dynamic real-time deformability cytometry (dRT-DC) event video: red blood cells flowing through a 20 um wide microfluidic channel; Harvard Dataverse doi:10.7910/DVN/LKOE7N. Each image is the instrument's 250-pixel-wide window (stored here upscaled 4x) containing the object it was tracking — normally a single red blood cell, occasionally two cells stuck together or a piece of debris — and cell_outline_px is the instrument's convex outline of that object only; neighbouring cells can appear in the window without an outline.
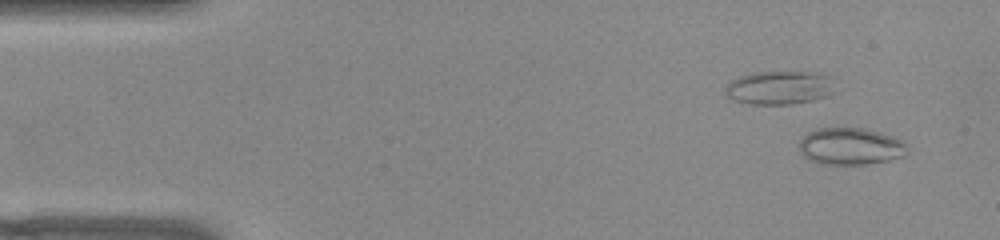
{"species": "common noctule bat (a hibernating species)", "species_latin": "Nyctalus noctula", "temperature_condition": "warm", "stored_images_in_passage": 51, "camera_frame_rate_fps": 3000, "um_per_image_px": 0.085, "animal": {"sex": "female", "body_mass_g": 22.0, "forearm_length_mm": 56.7}, "frame": {"image": 1, "passage_image": 2, "time_ms": 0.333, "image_size_px": [1000, 240], "cell_outline_px": [[908, 152], [904, 156], [888, 160], [864, 164], [820, 164], [804, 156], [800, 152], [800, 140], [808, 132], [816, 128], [864, 128], [892, 136], [908, 144]], "centroid_in_image_um": [72.3, 12.43], "position_along_channel_um": 12.7, "area_um2": 23.24}}
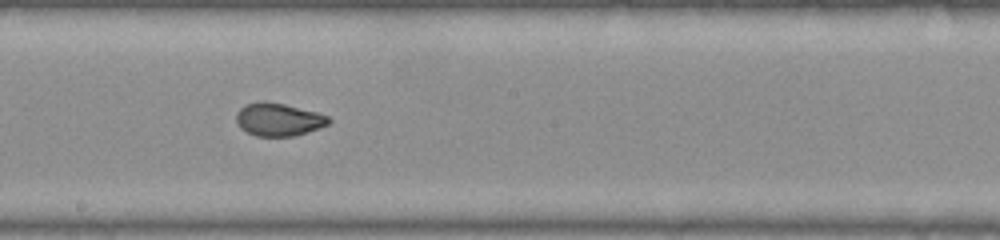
{"frame": {"image": 2, "passage_image": 27, "time_ms": 8.667, "image_size_px": [1000, 240], "cell_outline_px": [[332, 120], [328, 124], [320, 128], [296, 136], [256, 136], [240, 128], [236, 120], [236, 112], [244, 104], [264, 100], [284, 104], [316, 112], [328, 116]], "centroid_in_image_um": [23.66, 10.15], "position_along_channel_um": 224.5, "area_um2": 17.86}}
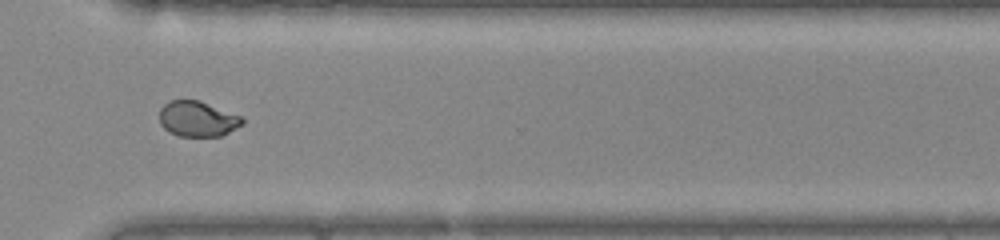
{"frame": {"image": 3, "passage_image": 37, "time_ms": 12.0, "image_size_px": [1000, 240], "cell_outline_px": [[244, 124], [220, 136], [180, 136], [168, 132], [160, 124], [160, 108], [164, 104], [172, 100], [200, 100], [240, 116], [244, 120]], "centroid_in_image_um": [16.78, 10.1], "position_along_channel_um": 353.8, "area_um2": 17.05}, "authors_computed_cell_mechanics": {"area_um2": 18.8428, "velocity_mm_per_s": 3.8747, "shape_relaxation_time_tau1_ms": null, "shape_relaxation_time_tau2_ms": 0.7571, "deformation_change_tau1": null, "deformation_change_tau2": 0.0543}}